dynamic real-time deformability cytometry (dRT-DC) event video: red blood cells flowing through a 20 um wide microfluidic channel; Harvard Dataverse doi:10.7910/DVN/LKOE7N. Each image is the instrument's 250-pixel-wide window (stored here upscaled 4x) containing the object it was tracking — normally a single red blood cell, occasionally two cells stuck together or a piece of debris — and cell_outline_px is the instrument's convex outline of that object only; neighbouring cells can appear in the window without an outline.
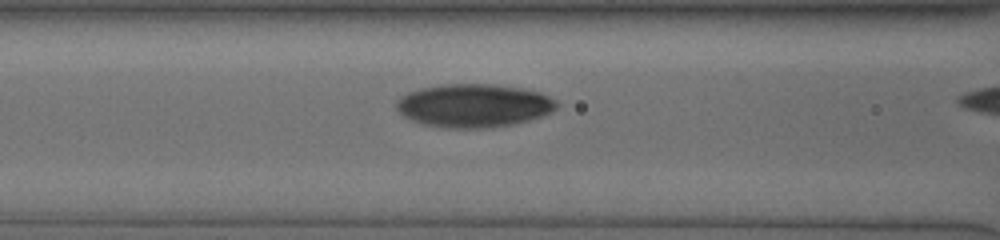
{"species": "human", "species_latin": "Homo sapiens", "temperature_condition": "cold", "stored_images_in_passage": 18, "camera_frame_rate_fps": 3000, "um_per_image_px": 0.085, "donor": {"sex": "male"}, "frame": {"image": 1, "passage_image": 13, "time_ms": 4.0, "image_size_px": [1000, 240], "cell_outline_px": [[556, 108], [552, 112], [528, 120], [512, 124], [488, 128], [448, 128], [424, 124], [412, 120], [404, 116], [396, 108], [396, 100], [400, 96], [408, 92], [420, 88], [440, 84], [496, 84], [524, 88], [540, 92], [556, 100]], "centroid_in_image_um": [40.26, 8.96], "position_along_channel_um": 126.3, "area_um2": 40.58}}
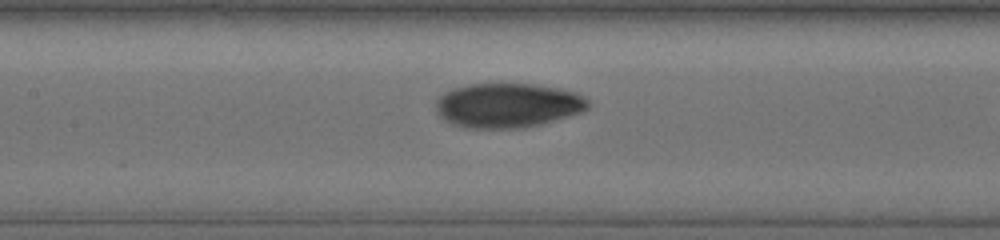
{"frame": {"image": 2, "passage_image": 16, "time_ms": 5.0, "image_size_px": [1000, 240], "cell_outline_px": [[588, 108], [580, 112], [540, 124], [520, 128], [464, 128], [452, 124], [444, 120], [436, 112], [436, 100], [444, 92], [452, 88], [468, 84], [532, 84], [560, 88], [576, 92], [588, 100]], "centroid_in_image_um": [43.11, 8.95], "position_along_channel_um": 164.3, "area_um2": 39.48}}